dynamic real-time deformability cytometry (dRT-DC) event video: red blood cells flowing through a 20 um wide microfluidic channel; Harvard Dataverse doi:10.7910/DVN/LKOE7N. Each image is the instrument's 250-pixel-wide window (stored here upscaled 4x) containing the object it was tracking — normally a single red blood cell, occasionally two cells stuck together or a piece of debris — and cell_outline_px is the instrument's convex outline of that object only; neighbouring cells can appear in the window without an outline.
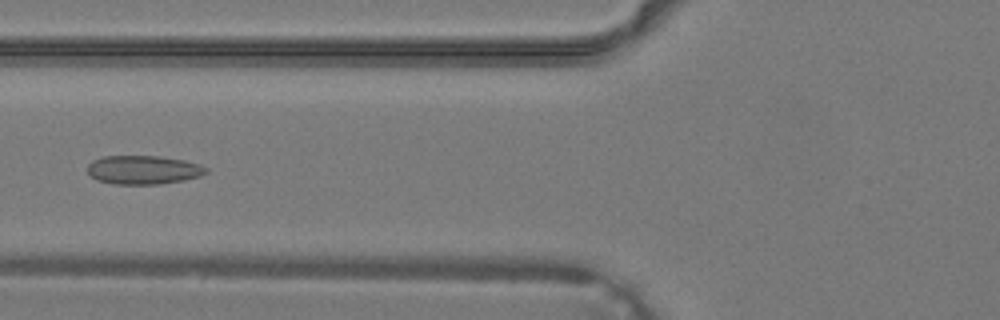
{"species": "common noctule bat (a hibernating species)", "species_latin": "Nyctalus noctula", "temperature_condition": "warm", "stored_images_in_passage": 37, "camera_frame_rate_fps": 3000, "um_per_image_px": 0.085, "animal": {"sex": "male", "body_mass_g": 19.2, "forearm_length_mm": 51.8}, "frame": {"image": 1, "passage_image": 14, "time_ms": 4.333, "image_size_px": [1000, 320], "cell_outline_px": [[208, 172], [200, 176], [184, 180], [156, 184], [116, 184], [96, 180], [88, 172], [88, 164], [92, 160], [104, 156], [160, 156], [184, 160], [200, 164], [208, 168]], "centroid_in_image_um": [12.2, 14.43], "position_along_channel_um": 113.6, "area_um2": 19.88}}
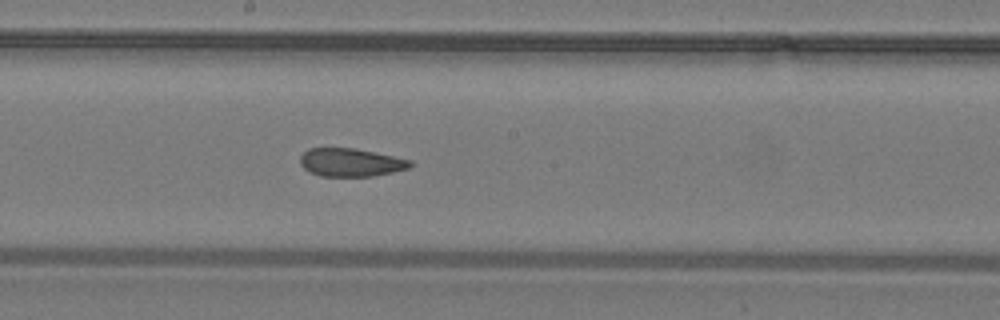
{"frame": {"image": 2, "passage_image": 20, "time_ms": 6.333, "image_size_px": [1000, 320], "cell_outline_px": [[416, 164], [408, 168], [392, 172], [372, 176], [320, 176], [304, 168], [300, 164], [300, 156], [308, 148], [356, 148], [412, 160]], "centroid_in_image_um": [29.84, 13.8], "position_along_channel_um": 218.4, "area_um2": 18.09}}
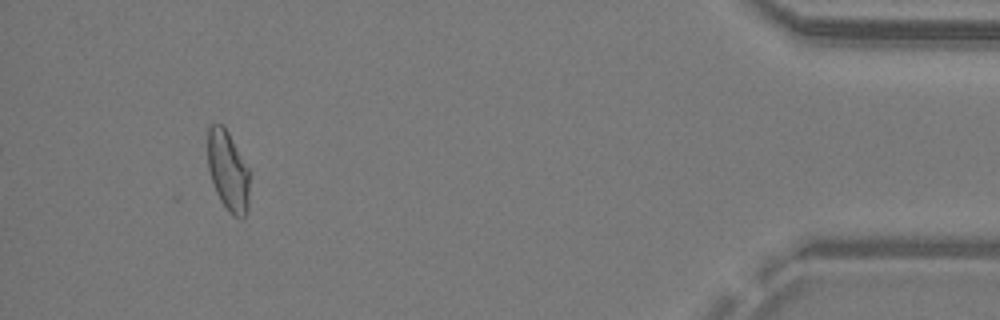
{"frame": {"image": 3, "passage_image": 35, "time_ms": 11.333, "image_size_px": [1000, 320], "cell_outline_px": [[248, 212], [244, 216], [232, 216], [228, 212], [220, 200], [216, 192], [208, 168], [208, 128], [212, 124], [224, 124], [248, 168]], "centroid_in_image_um": [19.37, 14.52], "position_along_channel_um": 415.8, "area_um2": 19.36}}